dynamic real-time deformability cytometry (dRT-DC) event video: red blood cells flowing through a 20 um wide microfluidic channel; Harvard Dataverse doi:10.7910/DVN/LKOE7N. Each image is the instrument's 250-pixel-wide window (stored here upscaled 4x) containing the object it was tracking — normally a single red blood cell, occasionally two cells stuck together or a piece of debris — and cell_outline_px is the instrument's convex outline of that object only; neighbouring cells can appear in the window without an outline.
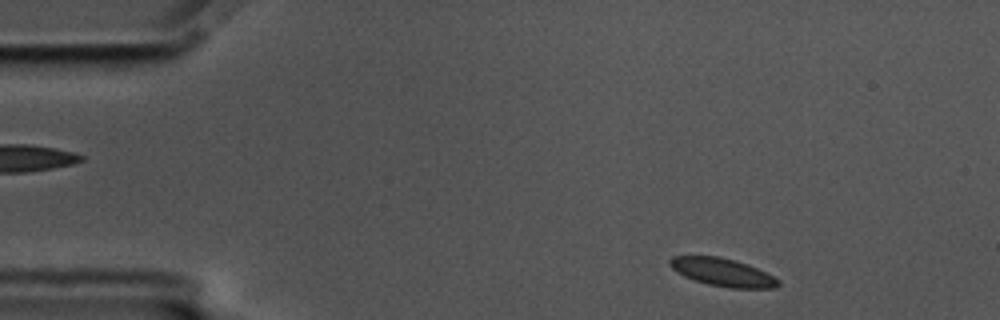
{"species": "common noctule bat (a hibernating species)", "species_latin": "Nyctalus noctula", "temperature_condition": "cold", "stored_images_in_passage": 52, "camera_frame_rate_fps": 3000, "um_per_image_px": 0.085, "animal": {"sex": "male", "body_mass_g": 17.5, "forearm_length_mm": 52.3}, "frame": {"image": 1, "passage_image": 1, "time_ms": 0.0, "image_size_px": [1000, 320], "cell_outline_px": [[780, 284], [776, 288], [728, 288], [708, 284], [684, 276], [676, 272], [668, 264], [668, 260], [672, 256], [720, 256], [736, 260], [748, 264], [780, 280]], "centroid_in_image_um": [61.4, 23.13], "position_along_channel_um": 23.6, "area_um2": 17.69}}
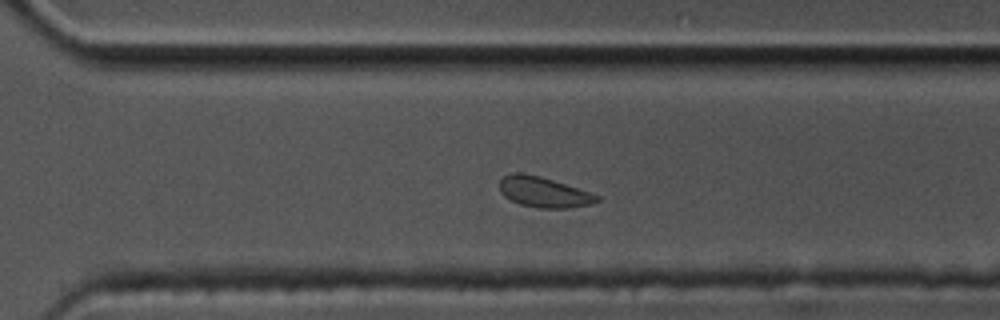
{"frame": {"image": 2, "passage_image": 34, "time_ms": 11.0, "image_size_px": [1000, 320], "cell_outline_px": [[600, 200], [592, 204], [568, 208], [540, 208], [520, 204], [504, 196], [500, 192], [500, 180], [504, 176], [512, 172], [520, 172], [540, 176], [592, 192], [600, 196]], "centroid_in_image_um": [46.24, 16.32], "position_along_channel_um": 324.4, "area_um2": 17.34}}
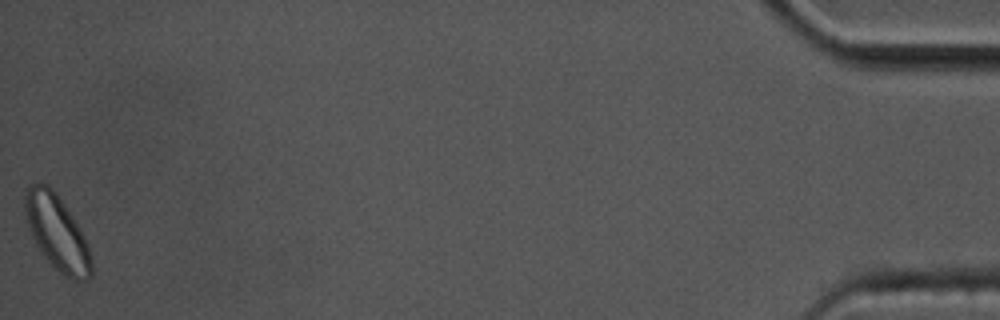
{"frame": {"image": 3, "passage_image": 52, "time_ms": 17.0, "image_size_px": [1000, 320], "cell_outline_px": [[92, 276], [88, 280], [72, 280], [64, 276], [44, 256], [36, 244], [32, 236], [24, 212], [24, 196], [28, 184], [36, 180], [48, 184], [56, 192], [80, 228], [88, 244], [92, 260]], "centroid_in_image_um": [4.84, 19.73], "position_along_channel_um": 430.4, "area_um2": 29.25}, "authors_computed_cell_mechanics": {"area_um2": 18.0047, "velocity_mm_per_s": 3.397, "shape_relaxation_time_tau1_ms": 6.8356, "shape_relaxation_time_tau2_ms": 4.0859, "deformation_change_tau1": 0.0663, "deformation_change_tau2": 0.0547}}